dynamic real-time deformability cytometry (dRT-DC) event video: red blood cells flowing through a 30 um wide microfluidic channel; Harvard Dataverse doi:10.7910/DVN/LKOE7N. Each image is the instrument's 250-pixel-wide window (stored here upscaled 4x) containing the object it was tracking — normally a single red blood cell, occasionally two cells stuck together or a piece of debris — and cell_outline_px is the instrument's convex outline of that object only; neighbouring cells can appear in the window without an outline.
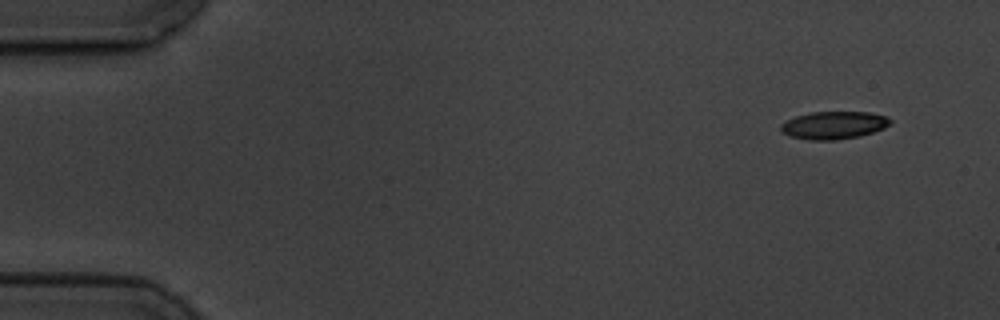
{"species": "common noctule bat (a hibernating species)", "species_latin": "Nyctalus noctula", "temperature_condition": "cold", "stored_images_in_passage": 4, "camera_frame_rate_fps": 3000, "um_per_image_px": 0.085, "animal": {"sex": "male", "body_mass_g": 19.5, "forearm_length_mm": 54.6}, "frame": {"image": 1, "passage_image": 1, "time_ms": 0.0, "image_size_px": [1000, 320], "cell_outline_px": [[892, 124], [884, 128], [860, 136], [836, 140], [808, 140], [792, 136], [780, 132], [780, 124], [796, 116], [812, 112], [868, 112], [884, 116], [892, 120]], "centroid_in_image_um": [70.87, 10.65], "position_along_channel_um": 14.1, "area_um2": 17.63}}
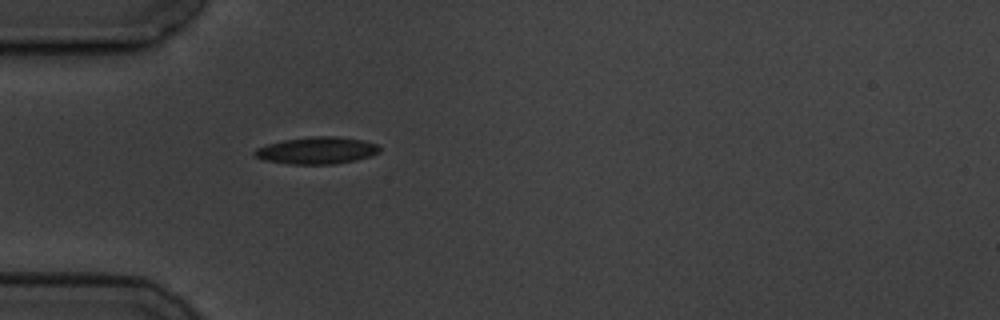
{"frame": {"image": 2, "passage_image": 4, "time_ms": 4.333, "image_size_px": [1000, 320], "cell_outline_px": [[380, 152], [372, 156], [356, 160], [336, 164], [288, 164], [264, 160], [256, 156], [252, 152], [256, 148], [268, 144], [284, 140], [312, 136], [340, 136], [364, 140], [376, 144], [380, 148]], "centroid_in_image_um": [26.96, 12.79], "position_along_channel_um": 58.0, "area_um2": 19.83}}